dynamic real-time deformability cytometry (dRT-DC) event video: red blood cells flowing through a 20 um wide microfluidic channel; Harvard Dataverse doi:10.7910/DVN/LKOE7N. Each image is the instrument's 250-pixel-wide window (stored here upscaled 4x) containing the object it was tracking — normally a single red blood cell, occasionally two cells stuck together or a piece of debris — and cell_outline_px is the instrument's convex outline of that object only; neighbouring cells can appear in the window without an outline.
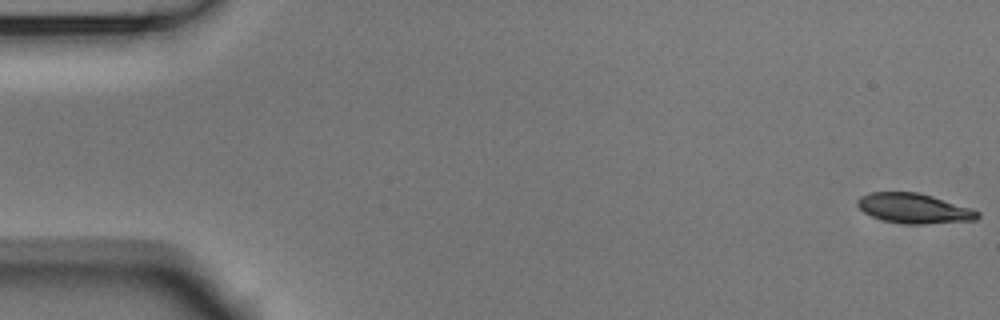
{"species": "Egyptian fruit bat (a non-hibernating species)", "species_latin": "Rousettus aegyptiacus", "temperature_condition": "room temperature", "stored_images_in_passage": 53, "camera_frame_rate_fps": 3000, "um_per_image_px": 0.085, "animal": {"sex": "male"}, "frame": {"image": 1, "passage_image": 1, "time_ms": 0.0, "image_size_px": [1000, 320], "cell_outline_px": [[980, 216], [976, 220], [924, 224], [900, 224], [884, 220], [872, 216], [864, 212], [856, 204], [856, 200], [860, 196], [868, 192], [916, 192], [932, 196], [980, 212]], "centroid_in_image_um": [77.64, 17.71], "position_along_channel_um": 7.4, "area_um2": 20.81}}
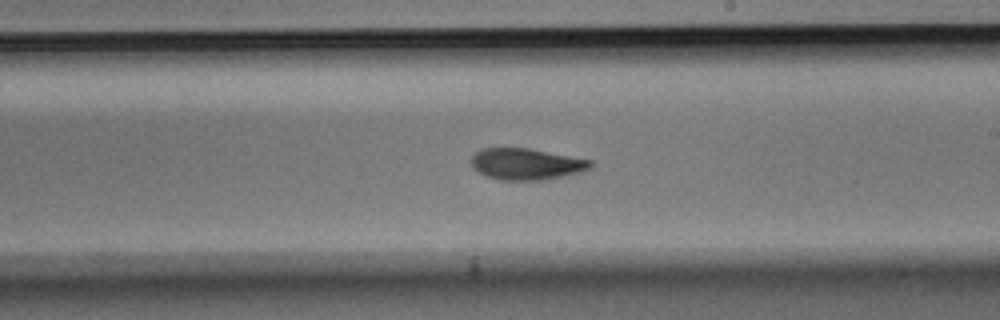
{"frame": {"image": 2, "passage_image": 31, "time_ms": 10.0, "image_size_px": [1000, 320], "cell_outline_px": [[596, 164], [592, 168], [580, 172], [564, 176], [540, 180], [500, 180], [488, 176], [472, 168], [472, 156], [480, 148], [528, 148], [592, 160]], "centroid_in_image_um": [44.77, 13.94], "position_along_channel_um": 244.2, "area_um2": 21.85}}
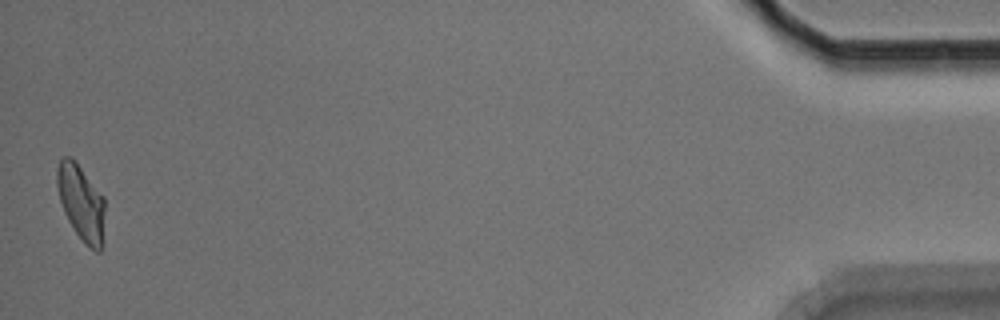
{"frame": {"image": 3, "passage_image": 53, "time_ms": 17.333, "image_size_px": [1000, 320], "cell_outline_px": [[104, 208], [100, 252], [96, 252], [84, 244], [68, 220], [64, 212], [60, 200], [56, 184], [56, 168], [60, 160], [64, 156], [72, 156], [76, 160], [104, 196]], "centroid_in_image_um": [6.87, 17.15], "position_along_channel_um": 428.3, "area_um2": 21.1}, "authors_computed_cell_mechanics": {"area_um2": 21.7906, "velocity_mm_per_s": 3.7667, "shape_relaxation_time_tau1_ms": 4.7064, "shape_relaxation_time_tau2_ms": 2.5384, "deformation_change_tau1": 0.1453, "deformation_change_tau2": 0.0747}}